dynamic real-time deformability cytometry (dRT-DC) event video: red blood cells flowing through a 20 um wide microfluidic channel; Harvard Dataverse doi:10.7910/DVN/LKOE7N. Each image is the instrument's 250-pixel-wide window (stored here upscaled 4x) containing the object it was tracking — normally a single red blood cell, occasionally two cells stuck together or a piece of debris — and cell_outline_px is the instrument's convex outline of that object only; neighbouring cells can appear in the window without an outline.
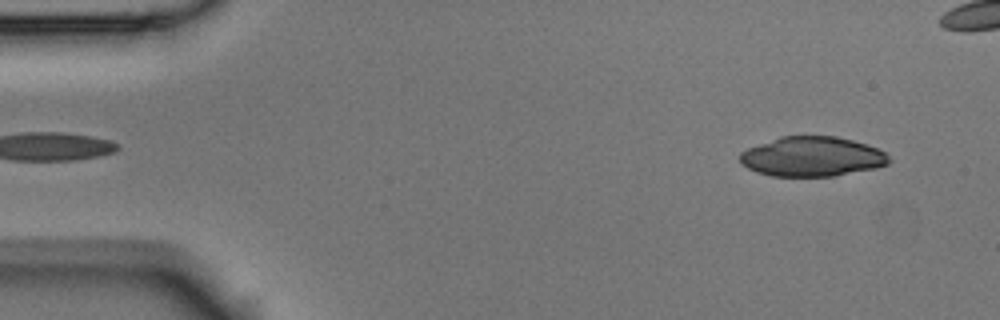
{"species": "Egyptian fruit bat (a non-hibernating species)", "species_latin": "Rousettus aegyptiacus", "temperature_condition": "room temperature", "stored_images_in_passage": 45, "camera_frame_rate_fps": 3000, "um_per_image_px": 0.085, "animal": {"sex": "male"}, "frame": {"image": 1, "passage_image": 2, "time_ms": 0.333, "image_size_px": [1000, 320], "cell_outline_px": [[892, 160], [888, 164], [876, 168], [832, 176], [772, 176], [756, 172], [740, 164], [740, 152], [748, 148], [780, 136], [836, 136], [852, 140], [876, 148], [884, 152]], "centroid_in_image_um": [69.01, 13.31], "position_along_channel_um": 16.0, "area_um2": 34.45}}